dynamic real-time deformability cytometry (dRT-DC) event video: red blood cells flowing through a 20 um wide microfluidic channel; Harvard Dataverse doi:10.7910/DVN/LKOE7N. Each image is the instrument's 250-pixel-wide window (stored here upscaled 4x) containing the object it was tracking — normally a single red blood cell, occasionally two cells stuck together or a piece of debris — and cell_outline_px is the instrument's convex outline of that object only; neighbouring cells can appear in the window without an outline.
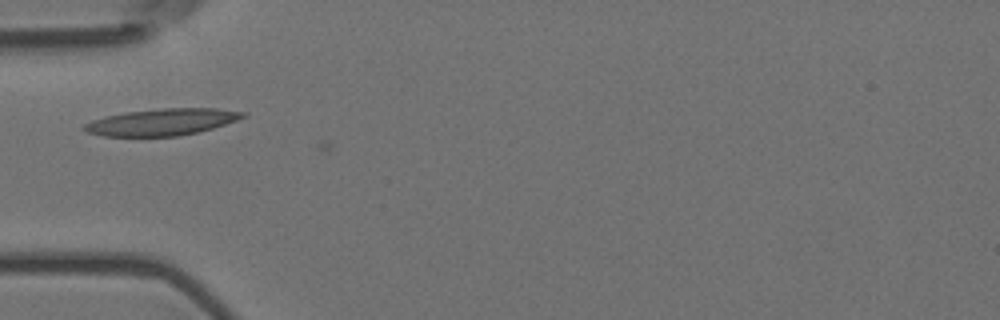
{"species": "Egyptian fruit bat (a non-hibernating species)", "species_latin": "Rousettus aegyptiacus", "temperature_condition": "room temperature", "stored_images_in_passage": 5, "camera_frame_rate_fps": 3000, "um_per_image_px": 0.085, "animal": {"sex": "female"}, "frame": {"image": 1, "passage_image": 4, "time_ms": 1.0, "image_size_px": [1000, 320], "cell_outline_px": [[248, 116], [212, 128], [180, 136], [104, 136], [88, 132], [80, 128], [84, 124], [92, 120], [124, 112], [160, 108], [216, 108], [248, 112]], "centroid_in_image_um": [13.78, 10.36], "position_along_channel_um": 71.2, "area_um2": 24.68}}